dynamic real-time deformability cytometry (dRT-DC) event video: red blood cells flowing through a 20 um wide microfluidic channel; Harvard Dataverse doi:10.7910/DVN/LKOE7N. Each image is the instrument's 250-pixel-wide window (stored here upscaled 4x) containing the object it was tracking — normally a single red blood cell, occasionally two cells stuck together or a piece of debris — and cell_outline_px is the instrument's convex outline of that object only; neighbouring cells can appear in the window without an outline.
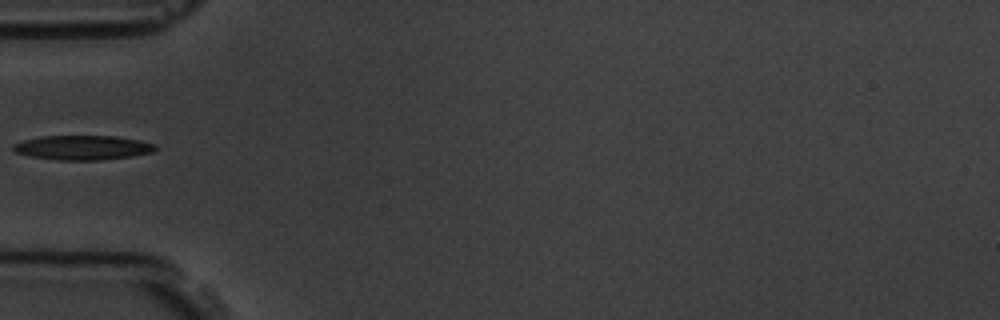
{"species": "common noctule bat (a hibernating species)", "species_latin": "Nyctalus noctula", "temperature_condition": "room temperature", "stored_images_in_passage": 6, "camera_frame_rate_fps": 3000, "um_per_image_px": 0.085, "animal": {"sex": "male", "body_mass_g": 19.5, "forearm_length_mm": 54.6}, "frame": {"image": 1, "passage_image": 5, "time_ms": 4.667, "image_size_px": [1000, 320], "cell_outline_px": [[156, 148], [152, 152], [132, 156], [100, 160], [56, 160], [32, 156], [12, 152], [12, 144], [24, 140], [40, 136], [112, 136], [140, 140], [156, 144]], "centroid_in_image_um": [6.99, 12.54], "position_along_channel_um": 78.0, "area_um2": 20.29}}
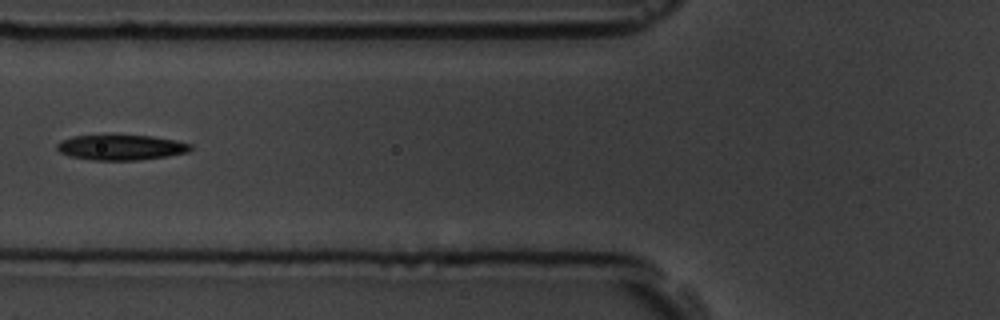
{"frame": {"image": 2, "passage_image": 6, "time_ms": 5.667, "image_size_px": [1000, 320], "cell_outline_px": [[192, 148], [188, 152], [168, 156], [140, 160], [92, 160], [68, 156], [60, 152], [56, 148], [56, 144], [60, 140], [72, 136], [152, 136], [176, 140], [192, 144]], "centroid_in_image_um": [10.28, 12.54], "position_along_channel_um": 115.5, "area_um2": 19.65}}